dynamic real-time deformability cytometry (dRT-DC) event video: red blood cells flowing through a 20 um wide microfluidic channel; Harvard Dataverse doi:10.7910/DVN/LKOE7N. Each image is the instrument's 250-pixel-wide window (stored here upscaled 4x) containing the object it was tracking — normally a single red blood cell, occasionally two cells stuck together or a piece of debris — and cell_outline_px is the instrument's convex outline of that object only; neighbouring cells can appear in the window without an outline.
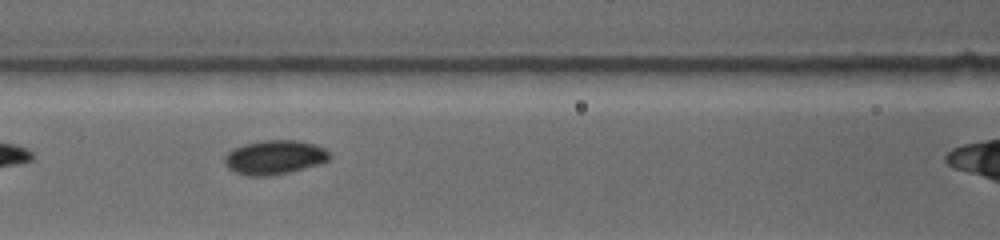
{"species": "common noctule bat (a hibernating species)", "species_latin": "Nyctalus noctula", "temperature_condition": "warm", "stored_images_in_passage": 10, "camera_frame_rate_fps": 4500, "um_per_image_px": 0.085, "animal": {"sex": "female", "body_mass_g": 19.0, "forearm_length_mm": 53.3}, "frame": {"image": 1, "passage_image": 5, "time_ms": 3.556, "image_size_px": [1000, 240], "cell_outline_px": [[332, 156], [328, 160], [320, 164], [288, 172], [268, 176], [248, 176], [236, 172], [228, 168], [224, 164], [224, 156], [232, 148], [244, 144], [264, 140], [300, 140], [324, 148]], "centroid_in_image_um": [23.31, 13.37], "position_along_channel_um": 143.3, "area_um2": 20.92}}
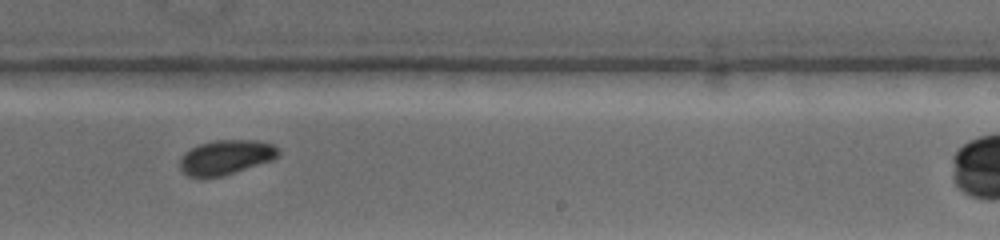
{"frame": {"image": 2, "passage_image": 9, "time_ms": 6.889, "image_size_px": [1000, 240], "cell_outline_px": [[280, 156], [272, 160], [224, 176], [204, 180], [188, 176], [180, 172], [180, 156], [184, 152], [200, 144], [216, 140], [256, 140], [272, 144], [280, 148]], "centroid_in_image_um": [19.17, 13.4], "position_along_channel_um": 269.8, "area_um2": 20.46}}
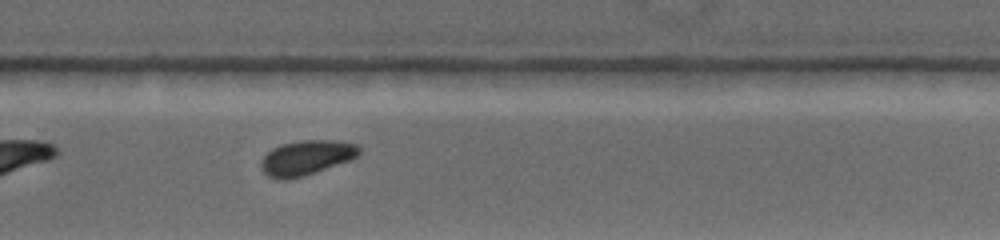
{"frame": {"image": 3, "passage_image": 10, "time_ms": 7.778, "image_size_px": [1000, 240], "cell_outline_px": [[360, 152], [352, 160], [304, 176], [288, 180], [280, 180], [268, 176], [260, 168], [260, 160], [272, 148], [280, 144], [300, 140], [336, 140], [356, 144], [360, 148]], "centroid_in_image_um": [26.03, 13.41], "position_along_channel_um": 303.8, "area_um2": 20.17}}